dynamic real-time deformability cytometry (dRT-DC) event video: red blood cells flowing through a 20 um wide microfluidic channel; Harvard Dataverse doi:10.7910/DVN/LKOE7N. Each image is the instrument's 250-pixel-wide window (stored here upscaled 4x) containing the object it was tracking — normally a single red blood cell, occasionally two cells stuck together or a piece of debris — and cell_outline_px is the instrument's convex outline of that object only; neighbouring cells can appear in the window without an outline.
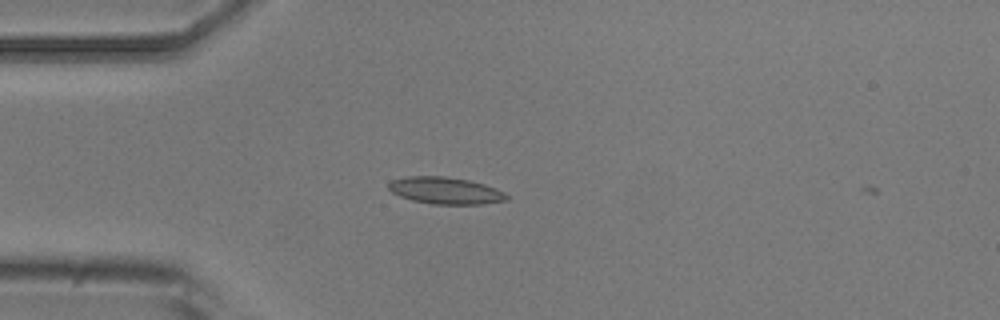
{"species": "common noctule bat (a hibernating species)", "species_latin": "Nyctalus noctula", "temperature_condition": "room temperature", "stored_images_in_passage": 4, "camera_frame_rate_fps": 3000, "um_per_image_px": 0.085, "animal": {"sex": "male", "body_mass_g": 20.5, "forearm_length_mm": 52.5}, "frame": {"image": 1, "passage_image": 4, "time_ms": 3.333, "image_size_px": [1000, 320], "cell_outline_px": [[508, 200], [484, 204], [432, 204], [412, 200], [400, 196], [392, 192], [388, 188], [388, 184], [392, 180], [404, 176], [444, 176], [468, 180], [484, 184], [496, 188], [504, 192], [508, 196]], "centroid_in_image_um": [37.86, 16.2], "position_along_channel_um": 47.1, "area_um2": 18.55}}